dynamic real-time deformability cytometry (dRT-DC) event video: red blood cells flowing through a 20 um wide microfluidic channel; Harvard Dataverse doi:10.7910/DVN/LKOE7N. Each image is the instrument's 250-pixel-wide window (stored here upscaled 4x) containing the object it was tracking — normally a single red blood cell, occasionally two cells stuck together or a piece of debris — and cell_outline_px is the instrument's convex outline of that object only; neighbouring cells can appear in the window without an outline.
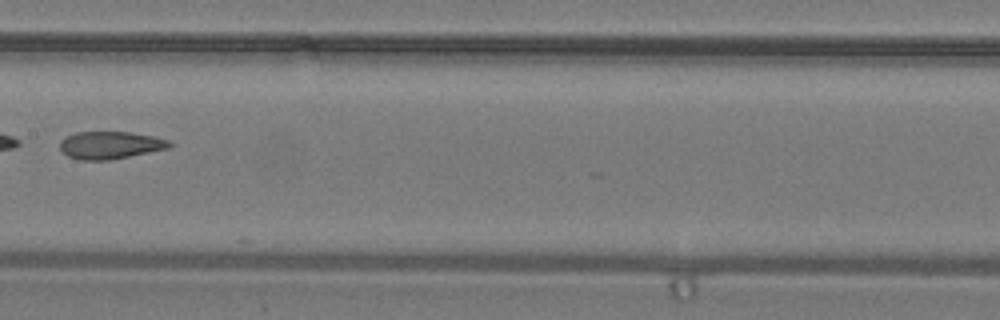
{"species": "common noctule bat (a hibernating species)", "species_latin": "Nyctalus noctula", "temperature_condition": "warm", "stored_images_in_passage": 39, "camera_frame_rate_fps": 3000, "um_per_image_px": 0.085, "animal": {"sex": "male", "body_mass_g": 19.2, "forearm_length_mm": 51.8}, "frame": {"image": 1, "passage_image": 21, "time_ms": 6.667, "image_size_px": [1000, 320], "cell_outline_px": [[172, 144], [168, 148], [108, 160], [76, 160], [68, 156], [60, 148], [60, 140], [64, 136], [76, 132], [128, 132], [152, 136], [168, 140]], "centroid_in_image_um": [9.3, 12.33], "position_along_channel_um": 198.1, "area_um2": 17.4}}
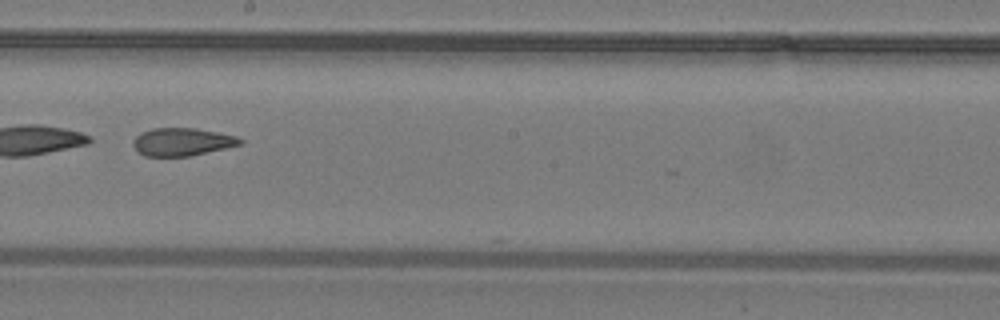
{"frame": {"image": 2, "passage_image": 23, "time_ms": 7.333, "image_size_px": [1000, 320], "cell_outline_px": [[244, 140], [240, 144], [224, 148], [188, 156], [144, 156], [132, 144], [132, 140], [140, 132], [152, 128], [196, 128], [236, 136]], "centroid_in_image_um": [15.44, 12.04], "position_along_channel_um": 232.8, "area_um2": 17.17}}
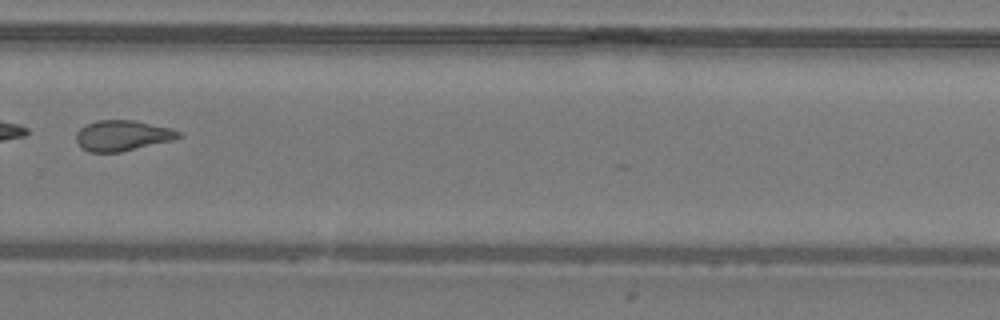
{"frame": {"image": 3, "passage_image": 28, "time_ms": 9.0, "image_size_px": [1000, 320], "cell_outline_px": [[184, 136], [172, 140], [120, 152], [88, 152], [80, 148], [76, 140], [76, 132], [84, 124], [96, 120], [136, 120], [168, 128], [180, 132]], "centroid_in_image_um": [10.35, 11.52], "position_along_channel_um": 319.4, "area_um2": 18.32}}